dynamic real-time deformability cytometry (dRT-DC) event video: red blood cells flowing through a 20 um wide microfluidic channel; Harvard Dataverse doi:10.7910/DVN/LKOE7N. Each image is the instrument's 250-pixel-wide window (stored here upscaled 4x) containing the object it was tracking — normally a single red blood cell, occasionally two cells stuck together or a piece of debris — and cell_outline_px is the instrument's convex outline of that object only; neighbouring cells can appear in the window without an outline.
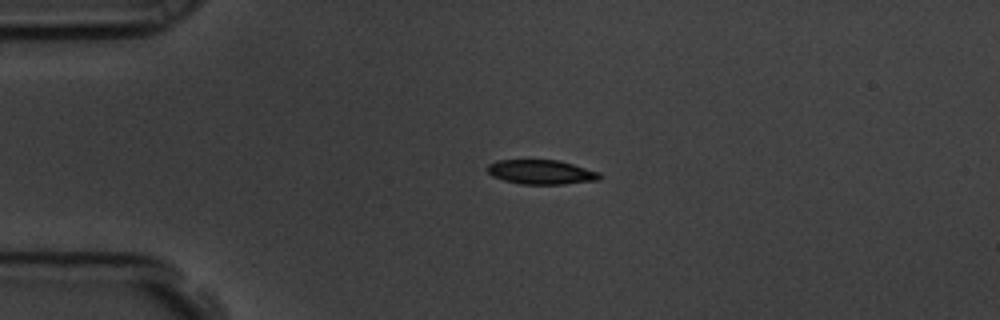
{"species": "common noctule bat (a hibernating species)", "species_latin": "Nyctalus noctula", "temperature_condition": "room temperature", "stored_images_in_passage": 21, "camera_frame_rate_fps": 3000, "um_per_image_px": 0.085, "animal": {"sex": "male", "body_mass_g": 19.5, "forearm_length_mm": 54.6}, "frame": {"image": 1, "passage_image": 1, "time_ms": 0.0, "image_size_px": [1000, 320], "cell_outline_px": [[604, 176], [600, 180], [564, 184], [520, 184], [504, 180], [492, 176], [488, 172], [488, 164], [496, 160], [556, 160], [572, 164], [600, 172]], "centroid_in_image_um": [46.03, 14.63], "position_along_channel_um": 39.0, "area_um2": 16.01}}
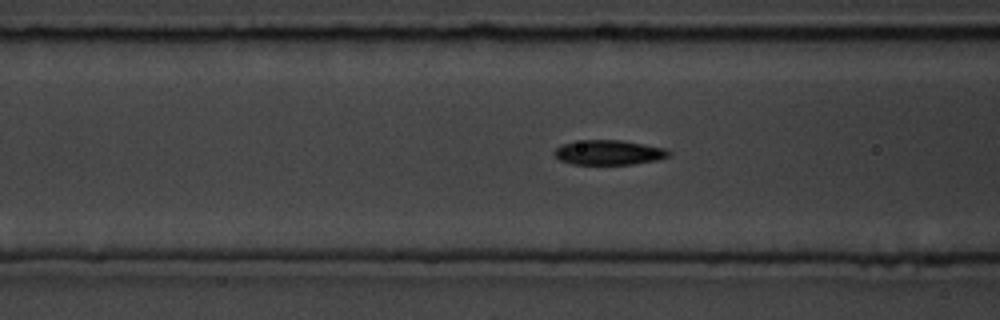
{"frame": {"image": 2, "passage_image": 10, "time_ms": 3.0, "image_size_px": [1000, 320], "cell_outline_px": [[672, 152], [668, 156], [656, 160], [632, 164], [572, 164], [560, 160], [552, 152], [560, 144], [584, 140], [620, 140], [668, 148]], "centroid_in_image_um": [51.75, 12.95], "position_along_channel_um": 114.8, "area_um2": 16.53}}
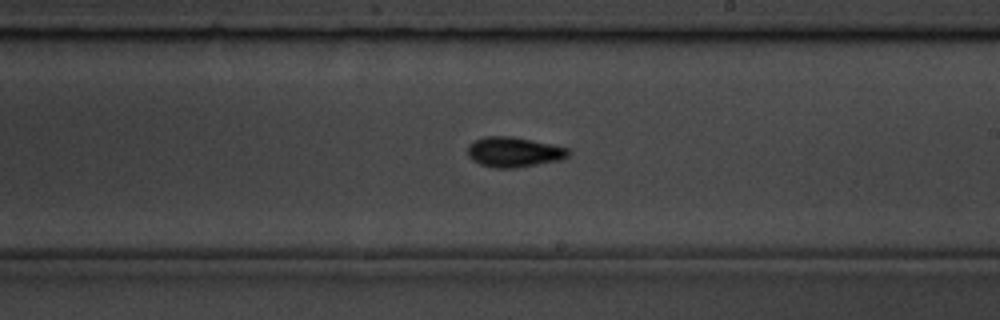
{"frame": {"image": 3, "passage_image": 21, "time_ms": 6.667, "image_size_px": [1000, 320], "cell_outline_px": [[572, 152], [568, 156], [560, 160], [516, 168], [492, 168], [480, 164], [472, 160], [468, 156], [468, 144], [484, 136], [512, 136], [552, 144], [568, 148]], "centroid_in_image_um": [43.68, 12.92], "position_along_channel_um": 245.3, "area_um2": 17.8}}